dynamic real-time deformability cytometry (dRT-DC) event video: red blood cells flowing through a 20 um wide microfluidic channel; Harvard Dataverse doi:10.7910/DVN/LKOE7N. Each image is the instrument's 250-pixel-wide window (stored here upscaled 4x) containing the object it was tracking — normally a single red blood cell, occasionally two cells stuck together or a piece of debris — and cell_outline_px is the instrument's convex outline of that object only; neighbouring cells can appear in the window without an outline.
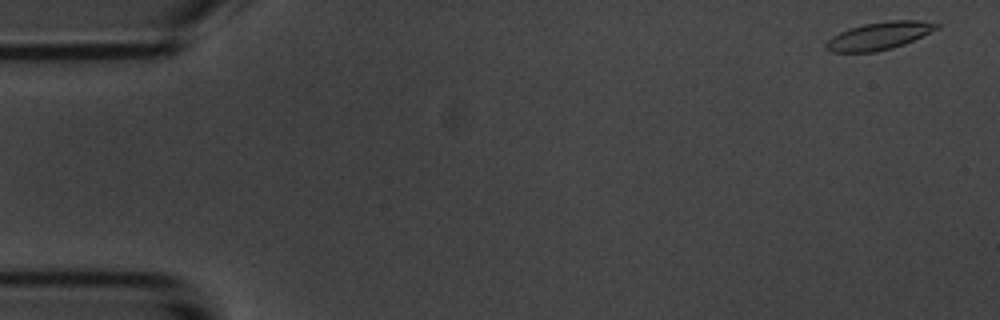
{"species": "common noctule bat (a hibernating species)", "species_latin": "Nyctalus noctula", "temperature_condition": "room temperature", "stored_images_in_passage": 6, "segment_of_instrument_passage": [1, 2], "camera_frame_rate_fps": 3000, "um_per_image_px": 0.085, "animal": {"sex": "male", "body_mass_g": 20.1, "forearm_length_mm": 53.5}, "frame": {"image": 1, "passage_image": 1, "time_ms": 0.0, "image_size_px": [1000, 320], "cell_outline_px": [[940, 28], [904, 44], [892, 48], [876, 52], [832, 52], [824, 48], [824, 44], [832, 36], [848, 28], [864, 24], [888, 20], [916, 20], [940, 24]], "centroid_in_image_um": [74.71, 3.05], "position_along_channel_um": 10.3, "area_um2": 17.86}}
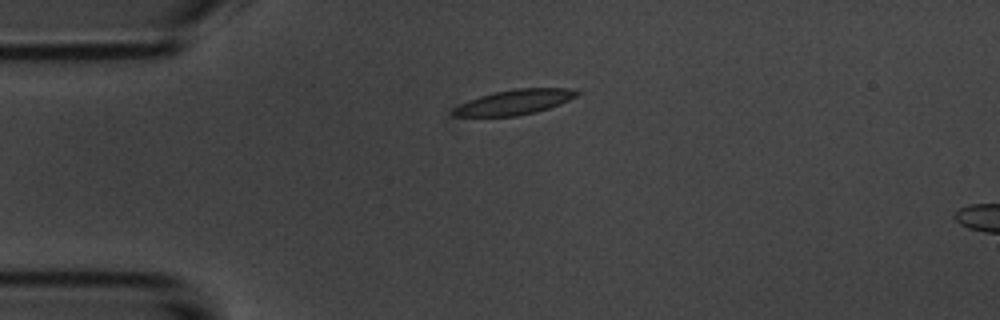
{"frame": {"image": 2, "passage_image": 4, "time_ms": 3.667, "image_size_px": [1000, 320], "cell_outline_px": [[580, 92], [576, 96], [560, 104], [536, 112], [516, 116], [452, 116], [452, 108], [468, 100], [480, 96], [496, 92], [516, 88], [568, 88]], "centroid_in_image_um": [43.7, 8.68], "position_along_channel_um": 41.3, "area_um2": 17.86}}